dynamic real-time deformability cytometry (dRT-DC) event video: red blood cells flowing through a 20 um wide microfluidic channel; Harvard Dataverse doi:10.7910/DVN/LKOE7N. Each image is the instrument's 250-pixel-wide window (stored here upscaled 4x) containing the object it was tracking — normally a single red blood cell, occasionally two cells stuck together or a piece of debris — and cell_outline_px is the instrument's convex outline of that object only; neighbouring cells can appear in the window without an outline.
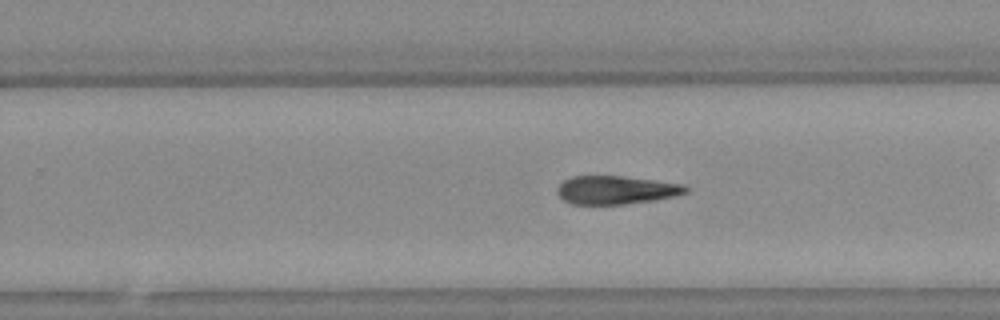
{"species": "Egyptian fruit bat (a non-hibernating species)", "species_latin": "Rousettus aegyptiacus", "temperature_condition": "warm", "stored_images_in_passage": 21, "camera_frame_rate_fps": 3000, "um_per_image_px": 0.085, "animal": {"sex": "female"}, "frame": {"image": 1, "passage_image": 18, "time_ms": 5.667, "image_size_px": [1000, 320], "cell_outline_px": [[688, 192], [672, 196], [652, 200], [624, 204], [572, 204], [564, 200], [556, 192], [556, 188], [564, 180], [572, 176], [620, 176], [652, 180], [680, 184], [688, 188]], "centroid_in_image_um": [52.3, 16.15], "position_along_channel_um": 277.5, "area_um2": 20.87}}